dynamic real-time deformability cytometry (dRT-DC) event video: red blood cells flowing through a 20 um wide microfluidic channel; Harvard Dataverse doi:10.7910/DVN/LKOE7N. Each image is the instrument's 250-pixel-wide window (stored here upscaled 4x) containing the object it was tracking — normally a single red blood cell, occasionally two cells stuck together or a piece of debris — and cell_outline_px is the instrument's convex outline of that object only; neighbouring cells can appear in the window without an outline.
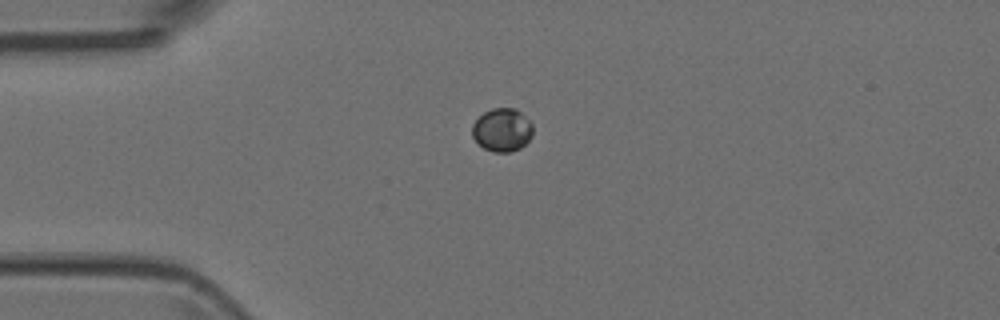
{"species": "Egyptian fruit bat (a non-hibernating species)", "species_latin": "Rousettus aegyptiacus", "temperature_condition": "room temperature", "stored_images_in_passage": 4, "camera_frame_rate_fps": 3000, "um_per_image_px": 0.085, "animal": {"sex": "female"}, "frame": {"image": 1, "passage_image": 1, "time_ms": 0.0, "image_size_px": [1000, 320], "cell_outline_px": [[532, 136], [520, 148], [512, 152], [492, 152], [484, 148], [472, 136], [472, 124], [484, 112], [492, 108], [516, 108], [532, 124]], "centroid_in_image_um": [42.67, 11.04], "position_along_channel_um": 42.3, "area_um2": 15.2}}
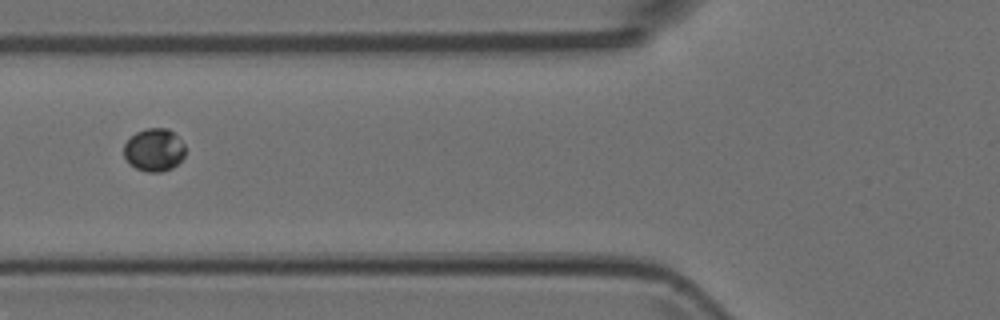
{"frame": {"image": 2, "passage_image": 3, "time_ms": 0.667, "image_size_px": [1000, 320], "cell_outline_px": [[184, 156], [172, 168], [160, 172], [148, 172], [136, 168], [128, 164], [124, 156], [124, 144], [136, 132], [148, 128], [168, 128], [184, 144]], "centroid_in_image_um": [13.07, 12.75], "position_along_channel_um": 112.7, "area_um2": 15.2}}
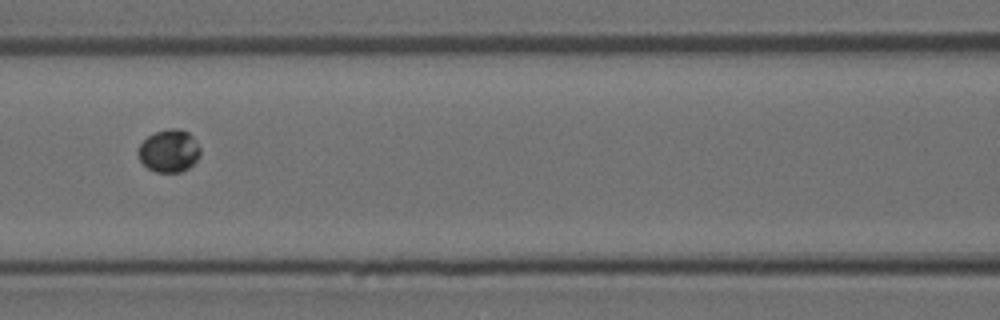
{"frame": {"image": 3, "passage_image": 4, "time_ms": 1.0, "image_size_px": [1000, 320], "cell_outline_px": [[200, 156], [188, 168], [180, 172], [156, 172], [148, 168], [140, 160], [136, 152], [140, 144], [148, 136], [156, 132], [168, 128], [180, 128], [188, 132], [192, 136], [200, 148]], "centroid_in_image_um": [14.36, 12.82], "position_along_channel_um": 152.2, "area_um2": 15.43}}